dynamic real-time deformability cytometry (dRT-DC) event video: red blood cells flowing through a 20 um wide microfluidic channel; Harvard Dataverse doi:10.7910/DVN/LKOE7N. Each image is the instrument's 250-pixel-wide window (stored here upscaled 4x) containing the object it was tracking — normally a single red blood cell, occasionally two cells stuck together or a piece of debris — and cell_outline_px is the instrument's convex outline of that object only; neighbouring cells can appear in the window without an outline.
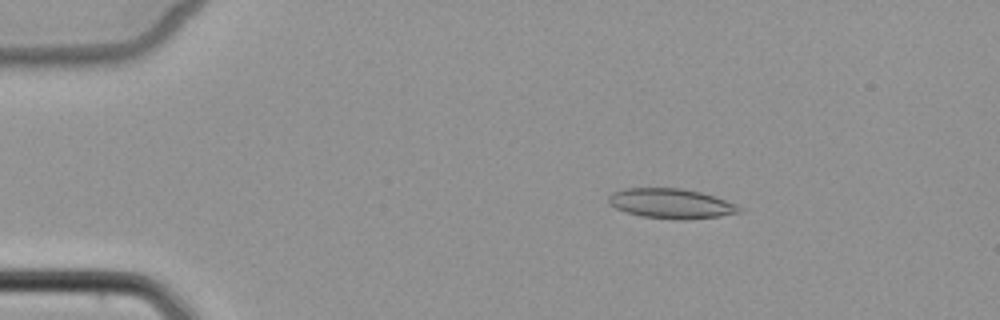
{"species": "common noctule bat (a hibernating species)", "species_latin": "Nyctalus noctula", "temperature_condition": "cold", "stored_images_in_passage": 3, "camera_frame_rate_fps": 3000, "um_per_image_px": 0.085, "animal": {"sex": "female", "body_mass_g": 22.7, "forearm_length_mm": 54.2}, "frame": {"image": 1, "passage_image": 3, "time_ms": 2.333, "image_size_px": [1000, 320], "cell_outline_px": [[744, 212], [720, 216], [684, 220], [680, 220], [640, 216], [616, 208], [608, 204], [608, 196], [612, 192], [624, 188], [680, 188], [700, 192], [736, 204], [744, 208]], "centroid_in_image_um": [57.05, 17.3], "position_along_channel_um": 28.0, "area_um2": 22.83}}